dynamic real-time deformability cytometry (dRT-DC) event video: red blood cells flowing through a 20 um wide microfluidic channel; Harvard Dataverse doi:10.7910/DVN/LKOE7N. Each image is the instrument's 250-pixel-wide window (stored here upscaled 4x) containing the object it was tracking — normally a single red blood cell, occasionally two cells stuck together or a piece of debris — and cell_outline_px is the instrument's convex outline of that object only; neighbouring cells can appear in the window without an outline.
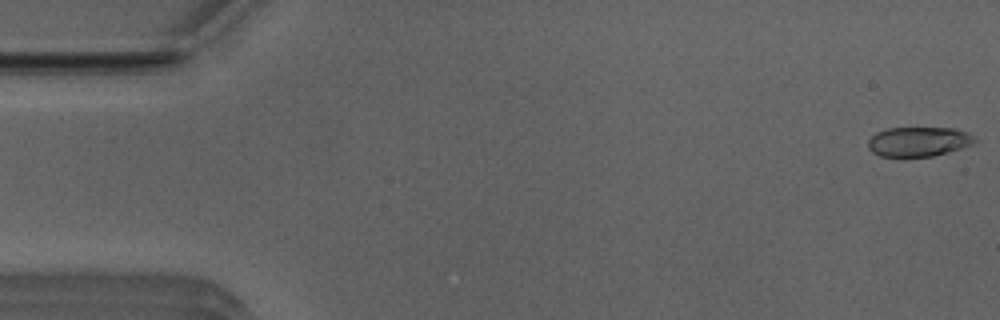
{"species": "Egyptian fruit bat (a non-hibernating species)", "species_latin": "Rousettus aegyptiacus", "temperature_condition": "room temperature", "stored_images_in_passage": 51, "camera_frame_rate_fps": 3000, "um_per_image_px": 0.085, "animal": {"sex": "male"}, "frame": {"image": 1, "passage_image": 1, "time_ms": 0.0, "image_size_px": [1000, 320], "cell_outline_px": [[976, 140], [972, 144], [948, 152], [932, 156], [904, 160], [880, 156], [872, 152], [868, 148], [868, 140], [876, 132], [888, 128], [952, 128], [968, 132]], "centroid_in_image_um": [78.0, 12.08], "position_along_channel_um": 7.0, "area_um2": 18.96}}
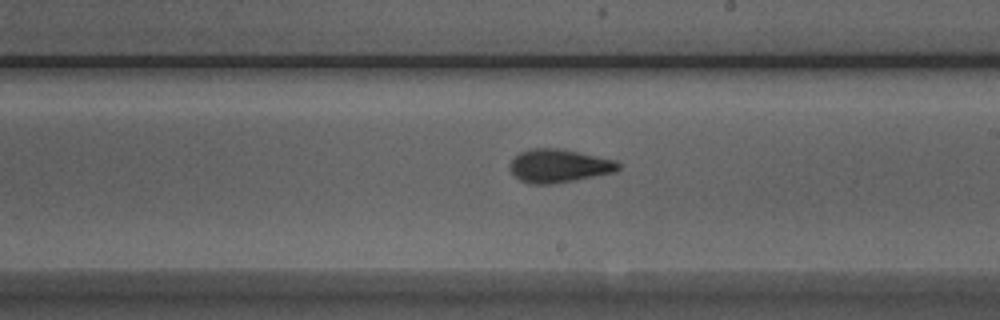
{"frame": {"image": 2, "passage_image": 29, "time_ms": 9.333, "image_size_px": [1000, 320], "cell_outline_px": [[620, 168], [616, 172], [576, 180], [552, 184], [532, 184], [520, 180], [508, 168], [508, 164], [520, 152], [532, 148], [560, 148], [616, 160], [620, 164]], "centroid_in_image_um": [47.52, 14.1], "position_along_channel_um": 241.5, "area_um2": 21.15}}
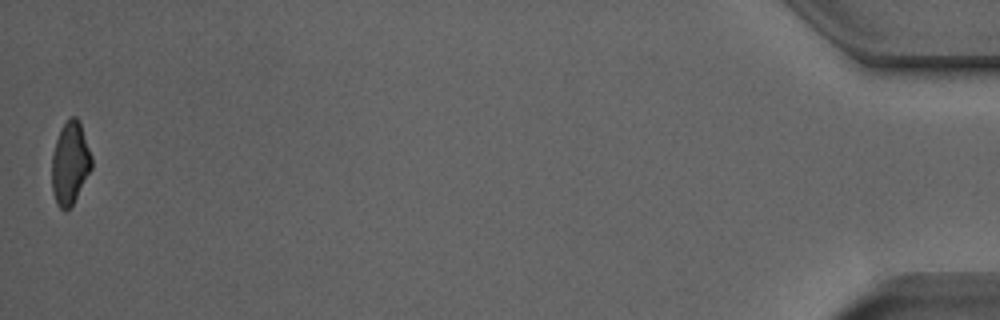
{"frame": {"image": 3, "passage_image": 51, "time_ms": 16.667, "image_size_px": [1000, 320], "cell_outline_px": [[92, 168], [72, 204], [68, 208], [60, 208], [56, 204], [52, 192], [52, 156], [56, 140], [60, 128], [72, 116], [76, 116], [80, 120], [92, 156]], "centroid_in_image_um": [5.96, 13.83], "position_along_channel_um": 429.2, "area_um2": 19.07}, "authors_computed_cell_mechanics": {"area_um2": 19.8832, "velocity_mm_per_s": 3.9673, "shape_relaxation_time_tau1_ms": 4.2863, "shape_relaxation_time_tau2_ms": 1.6158, "deformation_change_tau1": 0.1657, "deformation_change_tau2": 0.0815}}